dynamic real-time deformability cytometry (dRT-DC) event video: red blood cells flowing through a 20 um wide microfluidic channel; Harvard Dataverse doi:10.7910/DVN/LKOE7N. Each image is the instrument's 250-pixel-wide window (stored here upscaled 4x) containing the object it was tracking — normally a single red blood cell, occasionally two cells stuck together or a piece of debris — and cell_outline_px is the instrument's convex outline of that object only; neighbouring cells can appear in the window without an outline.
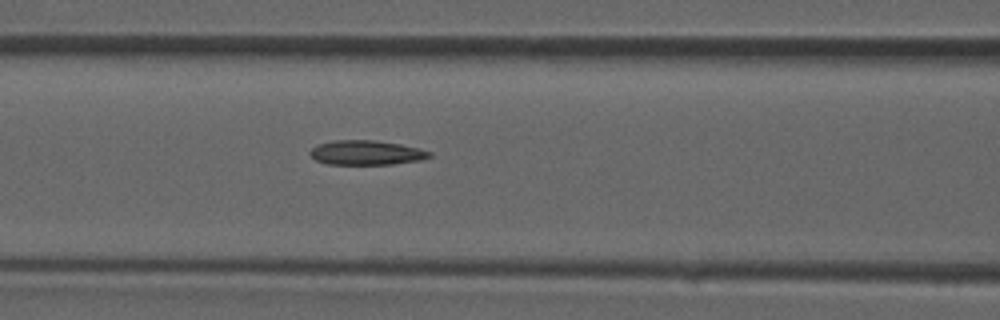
{"species": "common noctule bat (a hibernating species)", "species_latin": "Nyctalus noctula", "temperature_condition": "room temperature", "stored_images_in_passage": 34, "camera_frame_rate_fps": 3000, "um_per_image_px": 0.085, "animal": {"sex": "male", "forearm_length_mm": 52.5}, "frame": {"image": 1, "passage_image": 10, "time_ms": 3.0, "image_size_px": [1000, 320], "cell_outline_px": [[432, 156], [420, 160], [392, 164], [328, 164], [316, 160], [308, 152], [316, 144], [332, 140], [376, 140], [400, 144], [420, 148], [432, 152]], "centroid_in_image_um": [31.13, 12.97], "position_along_channel_um": 135.5, "area_um2": 17.17}}